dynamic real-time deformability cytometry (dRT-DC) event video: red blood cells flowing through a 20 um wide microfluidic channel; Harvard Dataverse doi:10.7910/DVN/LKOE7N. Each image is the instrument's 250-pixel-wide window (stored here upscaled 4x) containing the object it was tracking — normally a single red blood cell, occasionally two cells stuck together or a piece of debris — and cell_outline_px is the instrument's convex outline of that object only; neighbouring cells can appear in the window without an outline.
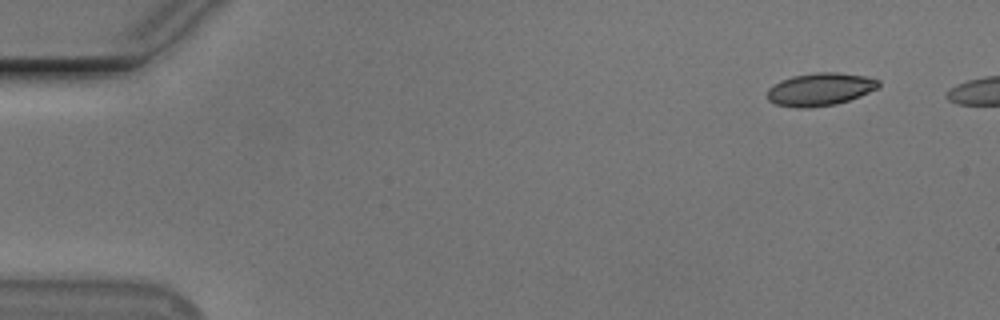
{"species": "Egyptian fruit bat (a non-hibernating species)", "species_latin": "Rousettus aegyptiacus", "temperature_condition": "cold", "stored_images_in_passage": 48, "camera_frame_rate_fps": 3000, "um_per_image_px": 0.085, "animal": {"sex": "male"}, "frame": {"image": 1, "passage_image": 2, "time_ms": 0.333, "image_size_px": [1000, 320], "cell_outline_px": [[880, 88], [860, 96], [836, 104], [808, 108], [796, 108], [776, 104], [768, 100], [768, 88], [772, 84], [780, 80], [792, 76], [816, 72], [836, 72], [864, 76], [880, 80]], "centroid_in_image_um": [69.71, 7.59], "position_along_channel_um": 15.3, "area_um2": 21.44}}
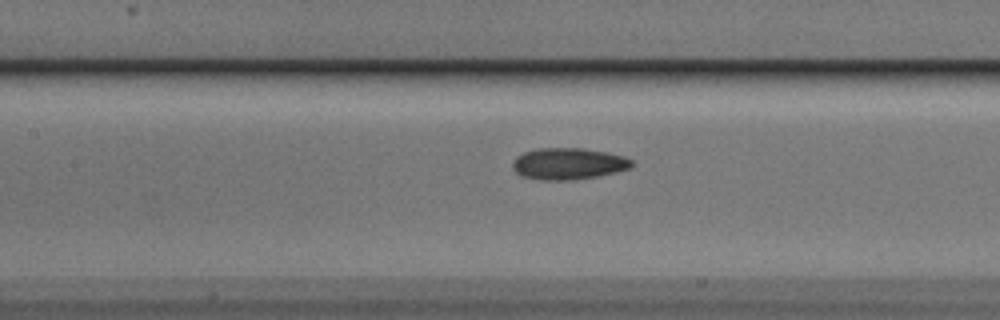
{"frame": {"image": 2, "passage_image": 23, "time_ms": 7.333, "image_size_px": [1000, 320], "cell_outline_px": [[632, 168], [616, 172], [596, 176], [572, 180], [540, 180], [524, 176], [516, 172], [512, 168], [512, 164], [516, 156], [524, 152], [536, 148], [584, 148], [608, 152], [624, 156], [632, 160]], "centroid_in_image_um": [48.31, 13.9], "position_along_channel_um": 159.1, "area_um2": 22.02}}
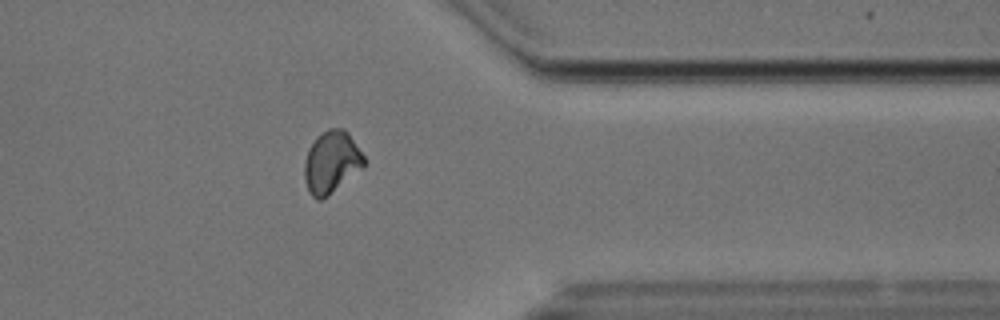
{"frame": {"image": 3, "passage_image": 42, "time_ms": 13.667, "image_size_px": [1000, 320], "cell_outline_px": [[364, 164], [320, 200], [316, 200], [308, 192], [304, 176], [304, 164], [308, 152], [316, 136], [328, 128], [344, 128], [348, 132], [364, 156]], "centroid_in_image_um": [28.13, 13.73], "position_along_channel_um": 383.3, "area_um2": 20.75}, "authors_computed_cell_mechanics": {"area_um2": 21.2126, "velocity_mm_per_s": 3.7032, "shape_relaxation_time_tau1_ms": null, "shape_relaxation_time_tau2_ms": 2.203, "deformation_change_tau1": null, "deformation_change_tau2": 0.0633}}